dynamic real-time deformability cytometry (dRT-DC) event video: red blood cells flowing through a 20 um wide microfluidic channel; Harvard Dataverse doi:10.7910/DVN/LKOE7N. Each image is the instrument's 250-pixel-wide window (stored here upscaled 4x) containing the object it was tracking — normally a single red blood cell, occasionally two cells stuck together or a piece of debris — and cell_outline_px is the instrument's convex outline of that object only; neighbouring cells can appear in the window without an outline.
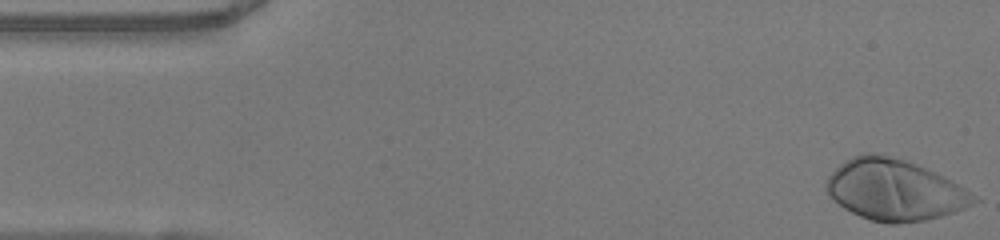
{"species": "human", "species_latin": "Homo sapiens", "temperature_condition": "warm", "stored_images_in_passage": 39, "camera_frame_rate_fps": 3000, "um_per_image_px": 0.085, "donor": {"sex": "female"}, "frame": {"image": 1, "passage_image": 1, "time_ms": 0.0, "image_size_px": [1000, 240], "cell_outline_px": [[980, 200], [956, 212], [924, 220], [896, 224], [888, 224], [872, 220], [860, 216], [844, 208], [828, 196], [824, 188], [824, 184], [828, 176], [840, 164], [852, 156], [864, 152], [876, 152], [904, 160], [916, 164], [944, 176], [952, 180], [976, 196]], "centroid_in_image_um": [76.01, 16.14], "position_along_channel_um": 9.0, "area_um2": 52.54}}
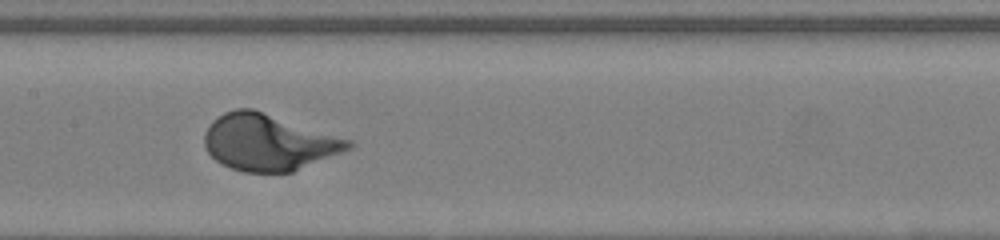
{"frame": {"image": 2, "passage_image": 23, "time_ms": 7.333, "image_size_px": [1000, 240], "cell_outline_px": [[356, 144], [352, 148], [292, 172], [244, 172], [220, 164], [208, 152], [204, 144], [204, 132], [212, 120], [224, 112], [236, 108], [252, 108], [352, 140]], "centroid_in_image_um": [22.81, 12.09], "position_along_channel_um": 184.6, "area_um2": 47.28}}
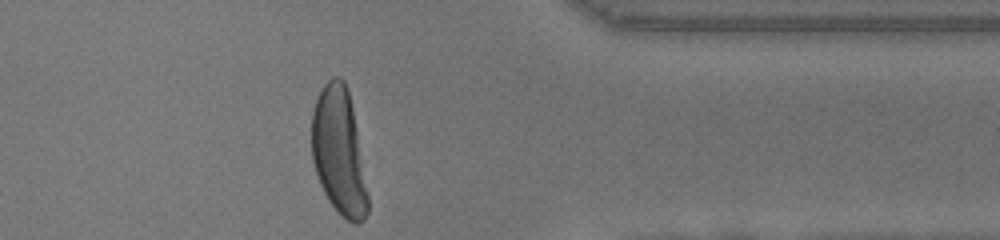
{"frame": {"image": 3, "passage_image": 39, "time_ms": 12.667, "image_size_px": [1000, 240], "cell_outline_px": [[368, 212], [364, 220], [360, 224], [352, 224], [340, 216], [328, 200], [320, 184], [312, 160], [312, 112], [316, 100], [324, 84], [332, 76], [340, 76], [344, 80], [348, 88], [356, 128], [368, 196]], "centroid_in_image_um": [28.81, 12.92], "position_along_channel_um": 382.6, "area_um2": 41.38}}